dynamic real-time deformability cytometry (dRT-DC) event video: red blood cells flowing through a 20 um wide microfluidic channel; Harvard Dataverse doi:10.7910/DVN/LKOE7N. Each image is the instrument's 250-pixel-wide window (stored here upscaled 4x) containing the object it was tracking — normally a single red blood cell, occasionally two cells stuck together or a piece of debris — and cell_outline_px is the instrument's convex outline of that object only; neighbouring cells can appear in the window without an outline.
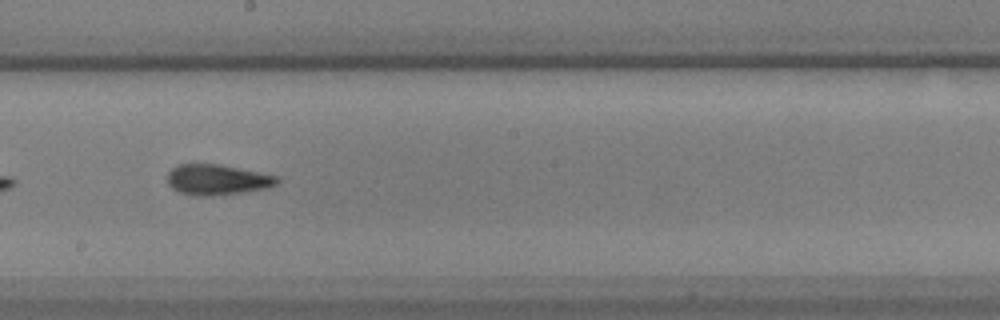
{"species": "common noctule bat (a hibernating species)", "species_latin": "Nyctalus noctula", "temperature_condition": "warm", "stored_images_in_passage": 37, "camera_frame_rate_fps": 3000, "um_per_image_px": 0.085, "animal": {"sex": "male", "body_mass_g": 17.9, "forearm_length_mm": 54.2}, "frame": {"image": 1, "passage_image": 16, "time_ms": 5.0, "image_size_px": [1000, 320], "cell_outline_px": [[280, 180], [276, 184], [268, 188], [212, 196], [188, 196], [172, 188], [168, 184], [168, 172], [172, 168], [180, 164], [220, 164], [280, 176]], "centroid_in_image_um": [18.47, 15.28], "position_along_channel_um": 229.7, "area_um2": 19.65}}